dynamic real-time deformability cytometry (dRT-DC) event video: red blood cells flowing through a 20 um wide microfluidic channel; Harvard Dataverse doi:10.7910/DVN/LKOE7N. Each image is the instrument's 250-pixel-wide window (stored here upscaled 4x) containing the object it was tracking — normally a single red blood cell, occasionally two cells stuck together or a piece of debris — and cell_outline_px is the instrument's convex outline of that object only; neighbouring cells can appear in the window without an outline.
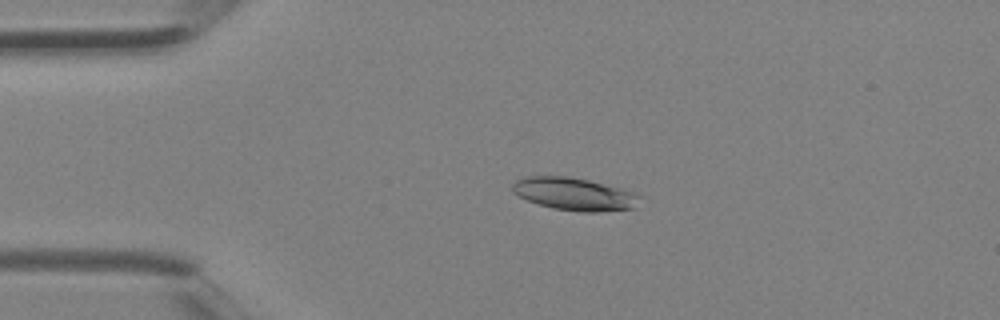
{"species": "Egyptian fruit bat (a non-hibernating species)", "species_latin": "Rousettus aegyptiacus", "temperature_condition": "room temperature", "stored_images_in_passage": 3, "camera_frame_rate_fps": 3000, "um_per_image_px": 0.085, "animal": {"sex": "female"}, "frame": {"image": 1, "passage_image": 2, "time_ms": 0.333, "image_size_px": [1000, 320], "cell_outline_px": [[644, 196], [636, 208], [600, 212], [580, 212], [552, 208], [528, 200], [512, 192], [512, 184], [516, 180], [524, 176], [568, 176], [588, 180], [636, 192]], "centroid_in_image_um": [48.88, 16.5], "position_along_channel_um": 36.1, "area_um2": 24.51}}